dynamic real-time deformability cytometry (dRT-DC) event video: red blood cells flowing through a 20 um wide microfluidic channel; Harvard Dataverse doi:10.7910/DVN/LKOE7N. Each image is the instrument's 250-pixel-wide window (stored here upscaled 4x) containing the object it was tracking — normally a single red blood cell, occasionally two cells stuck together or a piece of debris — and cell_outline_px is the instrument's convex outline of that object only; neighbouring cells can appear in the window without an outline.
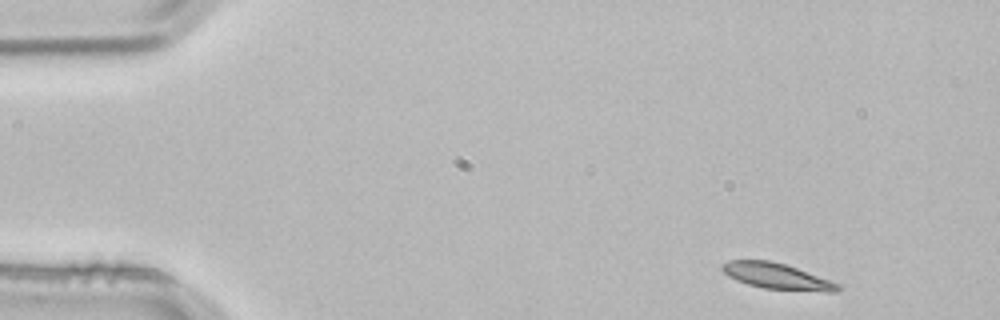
{"species": "common noctule bat (a hibernating species)", "species_latin": "Nyctalus noctula", "temperature_condition": "room temperature", "stored_images_in_passage": 3, "camera_frame_rate_fps": 3000, "um_per_image_px": 0.085, "animal": {"sex": "male", "body_mass_g": 21.5, "forearm_length_mm": 52.0}, "frame": {"image": 1, "passage_image": 1, "time_ms": 0.0, "image_size_px": [1000, 320], "cell_outline_px": [[840, 288], [836, 292], [824, 292], [764, 288], [748, 284], [736, 280], [728, 276], [720, 268], [720, 264], [728, 260], [768, 260], [784, 264], [796, 268], [840, 284]], "centroid_in_image_um": [65.99, 23.48], "position_along_channel_um": 19.0, "area_um2": 17.34}}
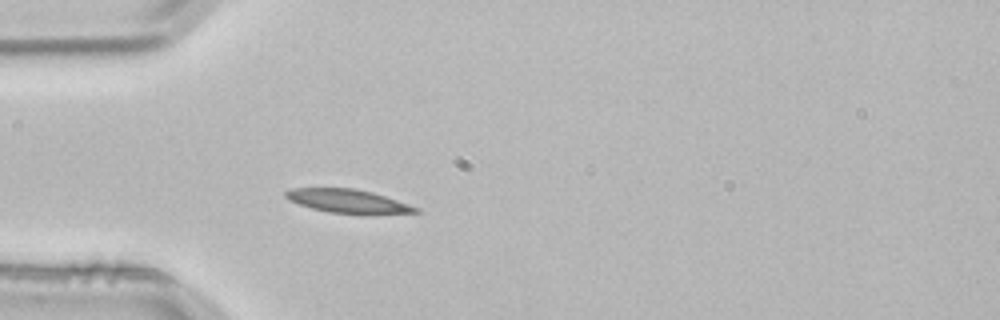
{"frame": {"image": 2, "passage_image": 3, "time_ms": 0.667, "image_size_px": [1000, 320], "cell_outline_px": [[420, 212], [372, 216], [364, 216], [328, 212], [312, 208], [288, 200], [284, 196], [284, 192], [288, 188], [356, 188], [372, 192], [420, 208]], "centroid_in_image_um": [29.62, 17.13], "position_along_channel_um": 55.4, "area_um2": 18.55}}